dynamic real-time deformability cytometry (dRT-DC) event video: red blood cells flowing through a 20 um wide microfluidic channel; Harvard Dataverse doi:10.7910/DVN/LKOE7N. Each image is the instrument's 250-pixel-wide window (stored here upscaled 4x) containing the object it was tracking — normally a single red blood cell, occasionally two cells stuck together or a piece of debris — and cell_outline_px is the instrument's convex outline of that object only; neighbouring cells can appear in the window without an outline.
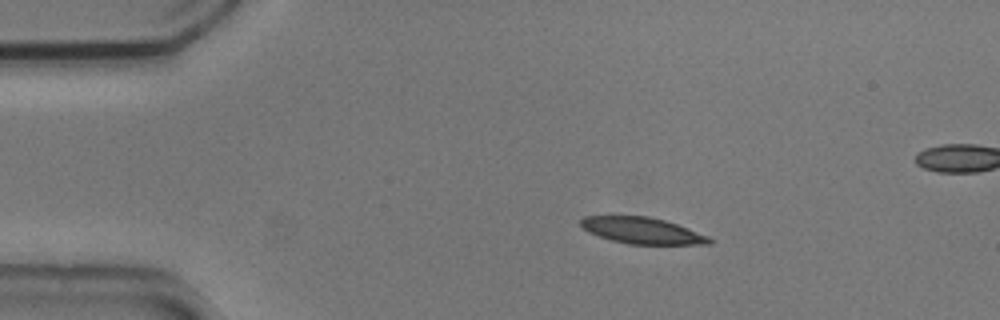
{"species": "common noctule bat (a hibernating species)", "species_latin": "Nyctalus noctula", "temperature_condition": "cold", "stored_images_in_passage": 14, "segment_of_instrument_passage": [1, 2], "camera_frame_rate_fps": 3000, "um_per_image_px": 0.085, "animal": {"sex": "male", "body_mass_g": 20.5, "forearm_length_mm": 52.5}, "frame": {"image": 1, "passage_image": 1, "time_ms": 0.0, "image_size_px": [1000, 320], "cell_outline_px": [[716, 240], [712, 244], [628, 244], [612, 240], [588, 232], [580, 224], [580, 220], [584, 216], [648, 216], [664, 220], [688, 228], [708, 236]], "centroid_in_image_um": [54.62, 19.6], "position_along_channel_um": 30.4, "area_um2": 19.65}}
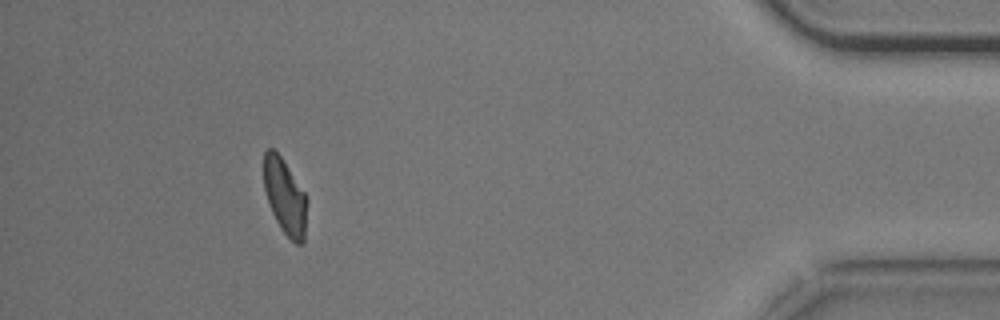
{"frame": {"image": 2, "passage_image": 12, "time_ms": 3.667, "image_size_px": [1000, 320], "cell_outline_px": [[308, 200], [304, 244], [296, 244], [280, 228], [272, 212], [264, 188], [264, 152], [268, 148], [272, 148], [280, 156], [308, 196]], "centroid_in_image_um": [24.26, 16.74], "position_along_channel_um": 410.9, "area_um2": 19.07}}